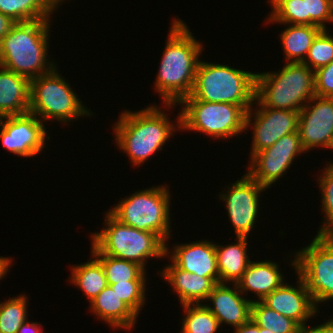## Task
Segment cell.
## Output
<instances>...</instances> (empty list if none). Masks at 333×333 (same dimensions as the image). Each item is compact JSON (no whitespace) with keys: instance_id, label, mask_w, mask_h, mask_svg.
<instances>
[{"instance_id":"8fae6325","label":"cell","mask_w":333,"mask_h":333,"mask_svg":"<svg viewBox=\"0 0 333 333\" xmlns=\"http://www.w3.org/2000/svg\"><path fill=\"white\" fill-rule=\"evenodd\" d=\"M304 152L298 131L282 136L250 158L247 174L267 189L288 171L296 156Z\"/></svg>"},{"instance_id":"e575fe53","label":"cell","mask_w":333,"mask_h":333,"mask_svg":"<svg viewBox=\"0 0 333 333\" xmlns=\"http://www.w3.org/2000/svg\"><path fill=\"white\" fill-rule=\"evenodd\" d=\"M307 25L328 30L325 22H333V0H305Z\"/></svg>"},{"instance_id":"7c38bea8","label":"cell","mask_w":333,"mask_h":333,"mask_svg":"<svg viewBox=\"0 0 333 333\" xmlns=\"http://www.w3.org/2000/svg\"><path fill=\"white\" fill-rule=\"evenodd\" d=\"M228 186L225 193L219 194L220 200L225 201L228 219L233 224L236 237H247L256 224L259 214L260 193L266 188L253 180L247 173L242 178ZM259 208V209H258Z\"/></svg>"},{"instance_id":"b9f144b4","label":"cell","mask_w":333,"mask_h":333,"mask_svg":"<svg viewBox=\"0 0 333 333\" xmlns=\"http://www.w3.org/2000/svg\"><path fill=\"white\" fill-rule=\"evenodd\" d=\"M260 333H274V332L270 331L269 329L260 327Z\"/></svg>"},{"instance_id":"9c48e42d","label":"cell","mask_w":333,"mask_h":333,"mask_svg":"<svg viewBox=\"0 0 333 333\" xmlns=\"http://www.w3.org/2000/svg\"><path fill=\"white\" fill-rule=\"evenodd\" d=\"M181 104V130L203 132L215 139H230L246 131L247 112L240 105L196 100L191 95L177 105Z\"/></svg>"},{"instance_id":"277c9868","label":"cell","mask_w":333,"mask_h":333,"mask_svg":"<svg viewBox=\"0 0 333 333\" xmlns=\"http://www.w3.org/2000/svg\"><path fill=\"white\" fill-rule=\"evenodd\" d=\"M256 74L200 60L191 96L206 102L240 105L247 112L255 102Z\"/></svg>"},{"instance_id":"3957f363","label":"cell","mask_w":333,"mask_h":333,"mask_svg":"<svg viewBox=\"0 0 333 333\" xmlns=\"http://www.w3.org/2000/svg\"><path fill=\"white\" fill-rule=\"evenodd\" d=\"M50 19L16 22L0 40V66L29 80L51 72L48 62Z\"/></svg>"},{"instance_id":"52a82bcc","label":"cell","mask_w":333,"mask_h":333,"mask_svg":"<svg viewBox=\"0 0 333 333\" xmlns=\"http://www.w3.org/2000/svg\"><path fill=\"white\" fill-rule=\"evenodd\" d=\"M169 186H158L136 191L118 201L108 211L119 222L139 230L157 234L165 243L170 232Z\"/></svg>"},{"instance_id":"ffe728a7","label":"cell","mask_w":333,"mask_h":333,"mask_svg":"<svg viewBox=\"0 0 333 333\" xmlns=\"http://www.w3.org/2000/svg\"><path fill=\"white\" fill-rule=\"evenodd\" d=\"M89 304L90 311L113 329L130 330L137 322L138 315L119 298L110 285H107Z\"/></svg>"},{"instance_id":"f1b7e54d","label":"cell","mask_w":333,"mask_h":333,"mask_svg":"<svg viewBox=\"0 0 333 333\" xmlns=\"http://www.w3.org/2000/svg\"><path fill=\"white\" fill-rule=\"evenodd\" d=\"M185 316L180 333H216L220 328L217 318L205 304H184Z\"/></svg>"},{"instance_id":"6da1fadb","label":"cell","mask_w":333,"mask_h":333,"mask_svg":"<svg viewBox=\"0 0 333 333\" xmlns=\"http://www.w3.org/2000/svg\"><path fill=\"white\" fill-rule=\"evenodd\" d=\"M189 29L181 19H173L154 88L165 108L174 107L191 95L195 84L203 46Z\"/></svg>"},{"instance_id":"4316f807","label":"cell","mask_w":333,"mask_h":333,"mask_svg":"<svg viewBox=\"0 0 333 333\" xmlns=\"http://www.w3.org/2000/svg\"><path fill=\"white\" fill-rule=\"evenodd\" d=\"M91 250L92 256L102 264L108 284L146 280V269L137 263L104 255L92 243Z\"/></svg>"},{"instance_id":"1f68e13d","label":"cell","mask_w":333,"mask_h":333,"mask_svg":"<svg viewBox=\"0 0 333 333\" xmlns=\"http://www.w3.org/2000/svg\"><path fill=\"white\" fill-rule=\"evenodd\" d=\"M329 30H322L313 40L312 46L302 62L313 71L333 61V36Z\"/></svg>"},{"instance_id":"9a60e30c","label":"cell","mask_w":333,"mask_h":333,"mask_svg":"<svg viewBox=\"0 0 333 333\" xmlns=\"http://www.w3.org/2000/svg\"><path fill=\"white\" fill-rule=\"evenodd\" d=\"M298 133L305 151L329 147L333 138V97L315 95L307 102L299 111Z\"/></svg>"},{"instance_id":"5bb4252c","label":"cell","mask_w":333,"mask_h":333,"mask_svg":"<svg viewBox=\"0 0 333 333\" xmlns=\"http://www.w3.org/2000/svg\"><path fill=\"white\" fill-rule=\"evenodd\" d=\"M47 131L36 115L5 116L0 128V141L5 149L23 157H32L45 148ZM46 138V139H45Z\"/></svg>"},{"instance_id":"44dd1931","label":"cell","mask_w":333,"mask_h":333,"mask_svg":"<svg viewBox=\"0 0 333 333\" xmlns=\"http://www.w3.org/2000/svg\"><path fill=\"white\" fill-rule=\"evenodd\" d=\"M279 267L277 263L270 260L250 261L241 279L236 283L239 291L243 295L244 292L248 294L251 291L258 296V301H262L285 282Z\"/></svg>"},{"instance_id":"8992f818","label":"cell","mask_w":333,"mask_h":333,"mask_svg":"<svg viewBox=\"0 0 333 333\" xmlns=\"http://www.w3.org/2000/svg\"><path fill=\"white\" fill-rule=\"evenodd\" d=\"M105 217L107 227L91 235V243L102 254L135 262L144 269L152 257H169L168 245L157 234L125 225L108 211Z\"/></svg>"},{"instance_id":"d4e9b609","label":"cell","mask_w":333,"mask_h":333,"mask_svg":"<svg viewBox=\"0 0 333 333\" xmlns=\"http://www.w3.org/2000/svg\"><path fill=\"white\" fill-rule=\"evenodd\" d=\"M62 0H0V12L15 22L50 19ZM58 7V8H57Z\"/></svg>"},{"instance_id":"30bf717a","label":"cell","mask_w":333,"mask_h":333,"mask_svg":"<svg viewBox=\"0 0 333 333\" xmlns=\"http://www.w3.org/2000/svg\"><path fill=\"white\" fill-rule=\"evenodd\" d=\"M305 248L296 251L292 267L305 282L316 307L333 300V236L318 234Z\"/></svg>"},{"instance_id":"ab89813d","label":"cell","mask_w":333,"mask_h":333,"mask_svg":"<svg viewBox=\"0 0 333 333\" xmlns=\"http://www.w3.org/2000/svg\"><path fill=\"white\" fill-rule=\"evenodd\" d=\"M234 333H260V327L250 319L248 322L235 328Z\"/></svg>"},{"instance_id":"4dcf8cb0","label":"cell","mask_w":333,"mask_h":333,"mask_svg":"<svg viewBox=\"0 0 333 333\" xmlns=\"http://www.w3.org/2000/svg\"><path fill=\"white\" fill-rule=\"evenodd\" d=\"M269 2L273 10L268 17V23L307 25L305 0H270Z\"/></svg>"},{"instance_id":"7402d4cb","label":"cell","mask_w":333,"mask_h":333,"mask_svg":"<svg viewBox=\"0 0 333 333\" xmlns=\"http://www.w3.org/2000/svg\"><path fill=\"white\" fill-rule=\"evenodd\" d=\"M30 80L0 66V113L3 116L29 113Z\"/></svg>"},{"instance_id":"60d3db41","label":"cell","mask_w":333,"mask_h":333,"mask_svg":"<svg viewBox=\"0 0 333 333\" xmlns=\"http://www.w3.org/2000/svg\"><path fill=\"white\" fill-rule=\"evenodd\" d=\"M12 265V259L8 257H0V280L5 277L7 272L10 269V266Z\"/></svg>"},{"instance_id":"836d02e7","label":"cell","mask_w":333,"mask_h":333,"mask_svg":"<svg viewBox=\"0 0 333 333\" xmlns=\"http://www.w3.org/2000/svg\"><path fill=\"white\" fill-rule=\"evenodd\" d=\"M146 281L147 280H129L126 282H118L108 285L113 288L122 301H124L137 315H139V312L146 300Z\"/></svg>"},{"instance_id":"ba28073f","label":"cell","mask_w":333,"mask_h":333,"mask_svg":"<svg viewBox=\"0 0 333 333\" xmlns=\"http://www.w3.org/2000/svg\"><path fill=\"white\" fill-rule=\"evenodd\" d=\"M57 69L56 66L51 72L30 80L29 113L42 122L54 119L61 123L93 115Z\"/></svg>"},{"instance_id":"ac0fdd59","label":"cell","mask_w":333,"mask_h":333,"mask_svg":"<svg viewBox=\"0 0 333 333\" xmlns=\"http://www.w3.org/2000/svg\"><path fill=\"white\" fill-rule=\"evenodd\" d=\"M170 260L180 269L219 283L214 242L196 241L174 246Z\"/></svg>"},{"instance_id":"f35d334b","label":"cell","mask_w":333,"mask_h":333,"mask_svg":"<svg viewBox=\"0 0 333 333\" xmlns=\"http://www.w3.org/2000/svg\"><path fill=\"white\" fill-rule=\"evenodd\" d=\"M42 324L38 325L36 322L26 321L24 322L16 333H43L41 329Z\"/></svg>"},{"instance_id":"8d00e7d4","label":"cell","mask_w":333,"mask_h":333,"mask_svg":"<svg viewBox=\"0 0 333 333\" xmlns=\"http://www.w3.org/2000/svg\"><path fill=\"white\" fill-rule=\"evenodd\" d=\"M297 333H333V318L315 327L302 325Z\"/></svg>"},{"instance_id":"f546056e","label":"cell","mask_w":333,"mask_h":333,"mask_svg":"<svg viewBox=\"0 0 333 333\" xmlns=\"http://www.w3.org/2000/svg\"><path fill=\"white\" fill-rule=\"evenodd\" d=\"M27 302L25 294L0 302V333H16L28 320Z\"/></svg>"},{"instance_id":"74e56055","label":"cell","mask_w":333,"mask_h":333,"mask_svg":"<svg viewBox=\"0 0 333 333\" xmlns=\"http://www.w3.org/2000/svg\"><path fill=\"white\" fill-rule=\"evenodd\" d=\"M16 22L0 12V40L6 36Z\"/></svg>"},{"instance_id":"4fadbf2b","label":"cell","mask_w":333,"mask_h":333,"mask_svg":"<svg viewBox=\"0 0 333 333\" xmlns=\"http://www.w3.org/2000/svg\"><path fill=\"white\" fill-rule=\"evenodd\" d=\"M257 109L247 111L245 129L254 125L252 136L251 158L259 151L272 146L282 136L298 131L299 112L292 110L272 109L264 107L256 99ZM252 118L254 121L252 123Z\"/></svg>"},{"instance_id":"5b68a950","label":"cell","mask_w":333,"mask_h":333,"mask_svg":"<svg viewBox=\"0 0 333 333\" xmlns=\"http://www.w3.org/2000/svg\"><path fill=\"white\" fill-rule=\"evenodd\" d=\"M314 96L315 71L303 63L256 74L255 99L264 107L299 112Z\"/></svg>"},{"instance_id":"603a6c76","label":"cell","mask_w":333,"mask_h":333,"mask_svg":"<svg viewBox=\"0 0 333 333\" xmlns=\"http://www.w3.org/2000/svg\"><path fill=\"white\" fill-rule=\"evenodd\" d=\"M236 243L220 246L215 243L219 283L236 284L250 263L247 237H237Z\"/></svg>"},{"instance_id":"cb8c5ba5","label":"cell","mask_w":333,"mask_h":333,"mask_svg":"<svg viewBox=\"0 0 333 333\" xmlns=\"http://www.w3.org/2000/svg\"><path fill=\"white\" fill-rule=\"evenodd\" d=\"M321 31L318 26L289 24L279 35L287 63H302Z\"/></svg>"},{"instance_id":"484cf974","label":"cell","mask_w":333,"mask_h":333,"mask_svg":"<svg viewBox=\"0 0 333 333\" xmlns=\"http://www.w3.org/2000/svg\"><path fill=\"white\" fill-rule=\"evenodd\" d=\"M92 258L90 262L73 265L70 278L72 284L85 292L89 302L108 285L102 264L95 257Z\"/></svg>"},{"instance_id":"e0dca14e","label":"cell","mask_w":333,"mask_h":333,"mask_svg":"<svg viewBox=\"0 0 333 333\" xmlns=\"http://www.w3.org/2000/svg\"><path fill=\"white\" fill-rule=\"evenodd\" d=\"M226 283H217L210 292L205 304L221 324H229L234 328L243 325L251 319V306L254 300L245 299L237 284L232 288Z\"/></svg>"},{"instance_id":"7bdbcfd3","label":"cell","mask_w":333,"mask_h":333,"mask_svg":"<svg viewBox=\"0 0 333 333\" xmlns=\"http://www.w3.org/2000/svg\"><path fill=\"white\" fill-rule=\"evenodd\" d=\"M4 117H5V116H3V115L0 113V128H1L2 121H3Z\"/></svg>"},{"instance_id":"7a4b0ae2","label":"cell","mask_w":333,"mask_h":333,"mask_svg":"<svg viewBox=\"0 0 333 333\" xmlns=\"http://www.w3.org/2000/svg\"><path fill=\"white\" fill-rule=\"evenodd\" d=\"M162 110L153 104L139 111L126 110L114 124L115 143L129 156L133 165L145 163L150 156L162 150L169 137L175 134V129L180 131V113L175 121L176 127Z\"/></svg>"},{"instance_id":"d6986e66","label":"cell","mask_w":333,"mask_h":333,"mask_svg":"<svg viewBox=\"0 0 333 333\" xmlns=\"http://www.w3.org/2000/svg\"><path fill=\"white\" fill-rule=\"evenodd\" d=\"M165 281L173 286L174 292L180 299V304H199L202 300H207L213 287L217 284L212 278L198 276L194 273L184 271L173 262L166 265L160 272Z\"/></svg>"},{"instance_id":"83f0119b","label":"cell","mask_w":333,"mask_h":333,"mask_svg":"<svg viewBox=\"0 0 333 333\" xmlns=\"http://www.w3.org/2000/svg\"><path fill=\"white\" fill-rule=\"evenodd\" d=\"M251 319L259 326L274 333H297L300 325L293 319L268 308L261 301H253Z\"/></svg>"},{"instance_id":"2e32d148","label":"cell","mask_w":333,"mask_h":333,"mask_svg":"<svg viewBox=\"0 0 333 333\" xmlns=\"http://www.w3.org/2000/svg\"><path fill=\"white\" fill-rule=\"evenodd\" d=\"M297 277V287L283 283L261 302L268 308L293 319L302 326L306 325L309 318L315 317L319 310L315 306L304 280L299 275Z\"/></svg>"},{"instance_id":"ee69618b","label":"cell","mask_w":333,"mask_h":333,"mask_svg":"<svg viewBox=\"0 0 333 333\" xmlns=\"http://www.w3.org/2000/svg\"><path fill=\"white\" fill-rule=\"evenodd\" d=\"M328 148H329V149H333V138H332L331 143H330V145H329Z\"/></svg>"},{"instance_id":"d590c367","label":"cell","mask_w":333,"mask_h":333,"mask_svg":"<svg viewBox=\"0 0 333 333\" xmlns=\"http://www.w3.org/2000/svg\"><path fill=\"white\" fill-rule=\"evenodd\" d=\"M315 95L333 97V61L315 71Z\"/></svg>"},{"instance_id":"d6a6232c","label":"cell","mask_w":333,"mask_h":333,"mask_svg":"<svg viewBox=\"0 0 333 333\" xmlns=\"http://www.w3.org/2000/svg\"><path fill=\"white\" fill-rule=\"evenodd\" d=\"M328 164L319 177L320 179L317 180L322 198L321 209L326 216L318 234H331L333 232V163L328 162Z\"/></svg>"}]
</instances>
